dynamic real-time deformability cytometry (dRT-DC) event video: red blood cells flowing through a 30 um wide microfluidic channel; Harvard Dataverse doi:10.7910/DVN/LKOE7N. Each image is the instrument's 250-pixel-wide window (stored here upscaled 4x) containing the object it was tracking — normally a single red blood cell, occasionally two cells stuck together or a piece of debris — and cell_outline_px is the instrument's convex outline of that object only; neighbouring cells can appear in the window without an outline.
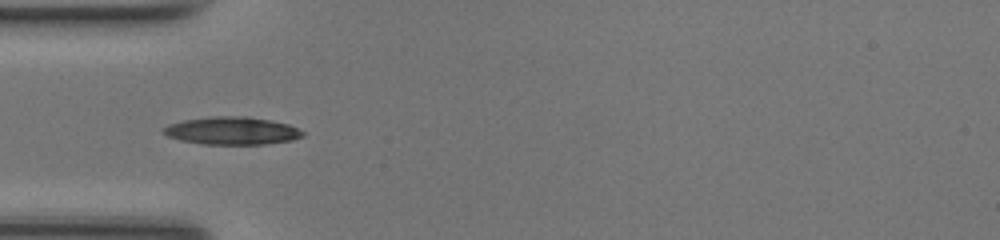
{"species": "common noctule bat (a hibernating species)", "species_latin": "Nyctalus noctula", "temperature_condition": "room temperature", "stored_images_in_passage": 16, "camera_frame_rate_fps": 3000, "um_per_image_px": 0.085, "animal": {"sex": "female", "body_mass_g": 17.0, "forearm_length_mm": 48.0}, "frame": {"image": 1, "passage_image": 2, "time_ms": 0.333, "image_size_px": [1000, 240], "cell_outline_px": [[304, 136], [292, 140], [264, 144], [204, 144], [180, 140], [168, 136], [164, 132], [164, 128], [168, 124], [184, 120], [212, 116], [248, 116], [288, 124], [304, 132]], "centroid_in_image_um": [19.72, 11.11], "position_along_channel_um": 65.3, "area_um2": 22.31}}
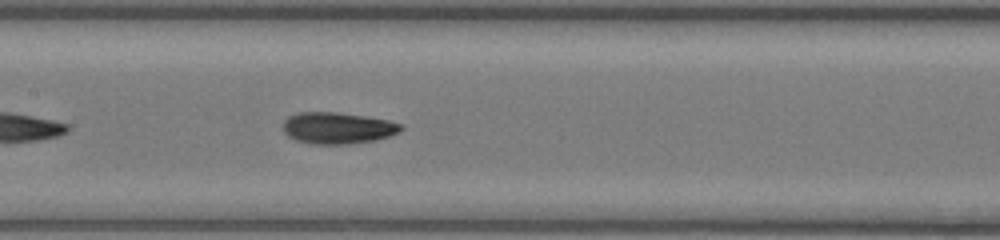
{"frame": {"image": 2, "passage_image": 10, "time_ms": 3.0, "image_size_px": [1000, 240], "cell_outline_px": [[404, 128], [400, 132], [376, 140], [348, 144], [312, 144], [296, 140], [288, 136], [284, 132], [284, 120], [288, 116], [296, 112], [336, 112], [364, 116], [388, 120], [404, 124]], "centroid_in_image_um": [28.71, 10.88], "position_along_channel_um": 178.7, "area_um2": 21.79}}
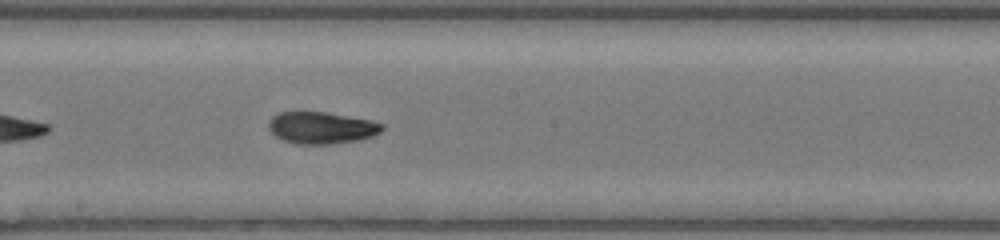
{"frame": {"image": 3, "passage_image": 13, "time_ms": 4.0, "image_size_px": [1000, 240], "cell_outline_px": [[384, 128], [380, 132], [372, 136], [356, 140], [332, 144], [296, 144], [284, 140], [276, 136], [268, 128], [268, 120], [272, 116], [280, 112], [324, 112], [372, 120], [384, 124]], "centroid_in_image_um": [27.32, 10.86], "position_along_channel_um": 220.9, "area_um2": 21.04}}